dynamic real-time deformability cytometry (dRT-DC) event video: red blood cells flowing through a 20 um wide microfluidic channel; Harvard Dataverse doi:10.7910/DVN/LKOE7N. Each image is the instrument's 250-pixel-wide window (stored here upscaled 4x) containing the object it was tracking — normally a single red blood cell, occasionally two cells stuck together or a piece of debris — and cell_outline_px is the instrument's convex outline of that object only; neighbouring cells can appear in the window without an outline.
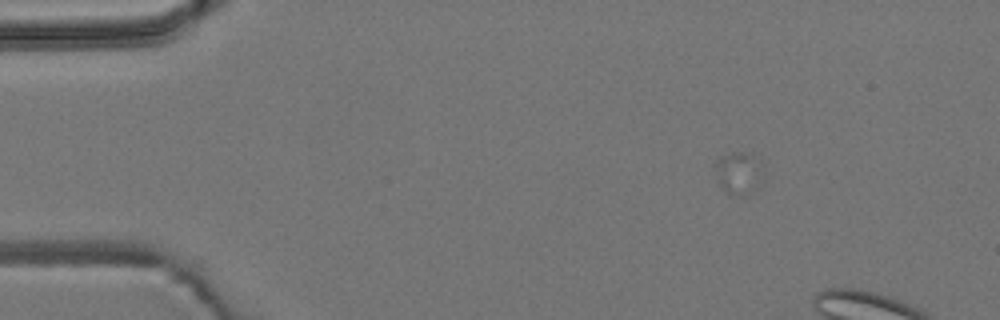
{"species": "common noctule bat (a hibernating species)", "species_latin": "Nyctalus noctula", "temperature_condition": "room temperature", "stored_images_in_passage": 1, "camera_frame_rate_fps": 3000, "um_per_image_px": 0.085, "animal": {"sex": "male", "body_mass_g": 19.2, "forearm_length_mm": 51.8}, "frame": {"image": 1, "passage_image": 1, "time_ms": 0.0, "image_size_px": [1000, 320], "cell_outline_px": [[764, 164], [744, 196], [728, 196], [720, 184], [716, 164], [716, 160], [720, 156], [736, 152], [752, 152]], "centroid_in_image_um": [62.72, 14.62], "position_along_channel_um": 22.3, "area_um2": 11.04}}